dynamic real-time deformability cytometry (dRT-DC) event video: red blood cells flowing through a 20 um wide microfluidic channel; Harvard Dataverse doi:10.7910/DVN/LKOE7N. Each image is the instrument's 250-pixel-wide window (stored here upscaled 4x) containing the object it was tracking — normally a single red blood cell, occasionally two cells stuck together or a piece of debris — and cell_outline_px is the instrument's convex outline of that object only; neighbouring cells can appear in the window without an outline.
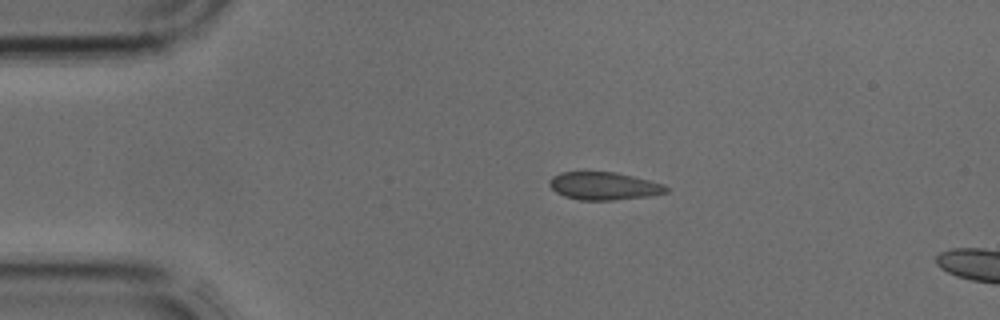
{"species": "common noctule bat (a hibernating species)", "species_latin": "Nyctalus noctula", "temperature_condition": "cold", "stored_images_in_passage": 31, "camera_frame_rate_fps": 3000, "um_per_image_px": 0.085, "animal": {"sex": "male", "body_mass_g": 17.9, "forearm_length_mm": 54.2}, "frame": {"image": 1, "passage_image": 1, "time_ms": 0.0, "image_size_px": [1000, 320], "cell_outline_px": [[668, 192], [648, 196], [612, 200], [580, 200], [564, 196], [556, 192], [548, 184], [548, 180], [552, 176], [560, 172], [616, 172], [664, 184], [668, 188]], "centroid_in_image_um": [51.3, 15.8], "position_along_channel_um": 33.7, "area_um2": 18.84}}
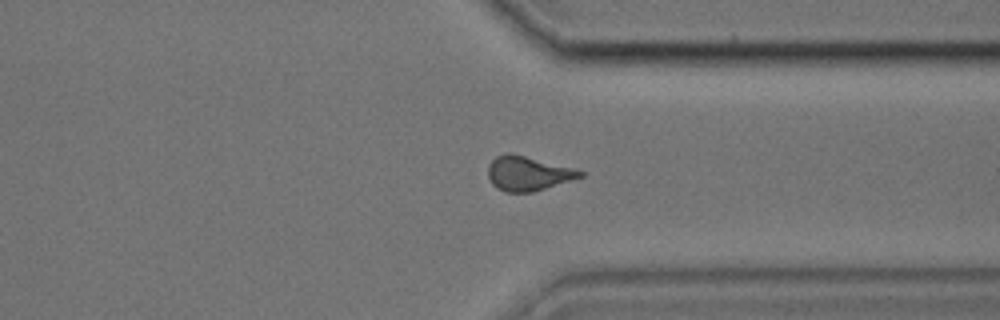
{"frame": {"image": 2, "passage_image": 24, "time_ms": 7.667, "image_size_px": [1000, 320], "cell_outline_px": [[584, 176], [532, 192], [504, 192], [496, 188], [492, 184], [488, 176], [488, 164], [496, 156], [508, 152], [572, 168], [584, 172]], "centroid_in_image_um": [44.82, 14.75], "position_along_channel_um": 366.6, "area_um2": 18.21}}
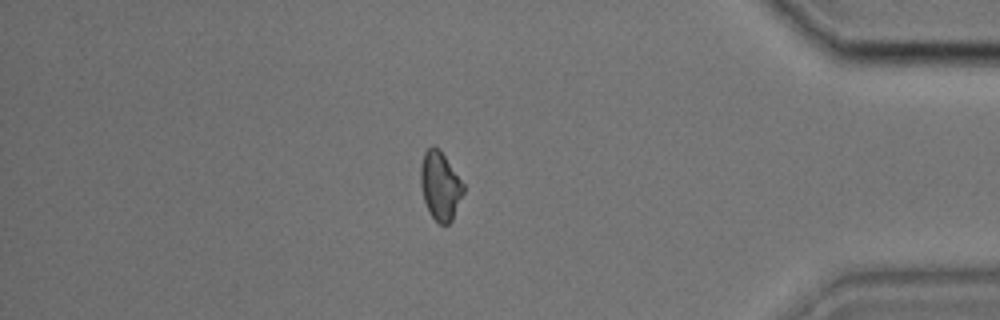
{"frame": {"image": 3, "passage_image": 28, "time_ms": 9.0, "image_size_px": [1000, 320], "cell_outline_px": [[464, 192], [452, 220], [448, 224], [440, 224], [432, 216], [424, 200], [420, 184], [420, 164], [424, 152], [432, 144], [440, 148], [464, 184]], "centroid_in_image_um": [37.41, 15.74], "position_along_channel_um": 397.8, "area_um2": 17.17}}